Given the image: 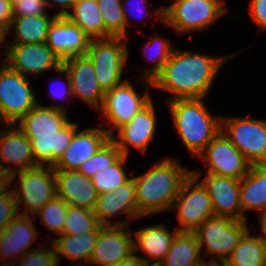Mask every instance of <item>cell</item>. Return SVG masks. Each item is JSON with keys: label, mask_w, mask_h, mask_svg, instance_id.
<instances>
[{"label": "cell", "mask_w": 266, "mask_h": 266, "mask_svg": "<svg viewBox=\"0 0 266 266\" xmlns=\"http://www.w3.org/2000/svg\"><path fill=\"white\" fill-rule=\"evenodd\" d=\"M201 250L193 232H178L158 266H191L202 261Z\"/></svg>", "instance_id": "obj_31"}, {"label": "cell", "mask_w": 266, "mask_h": 266, "mask_svg": "<svg viewBox=\"0 0 266 266\" xmlns=\"http://www.w3.org/2000/svg\"><path fill=\"white\" fill-rule=\"evenodd\" d=\"M202 159L206 173L222 175L234 179L244 177L251 164L235 145L220 131L196 160Z\"/></svg>", "instance_id": "obj_12"}, {"label": "cell", "mask_w": 266, "mask_h": 266, "mask_svg": "<svg viewBox=\"0 0 266 266\" xmlns=\"http://www.w3.org/2000/svg\"><path fill=\"white\" fill-rule=\"evenodd\" d=\"M154 100H151L132 118L130 122L121 126L110 139L117 145L122 155H129V146H133L141 153L145 154L147 147L155 137L157 129L156 110Z\"/></svg>", "instance_id": "obj_17"}, {"label": "cell", "mask_w": 266, "mask_h": 266, "mask_svg": "<svg viewBox=\"0 0 266 266\" xmlns=\"http://www.w3.org/2000/svg\"><path fill=\"white\" fill-rule=\"evenodd\" d=\"M179 231L173 232L166 226L158 224L155 226L137 229L134 232V252L142 250L147 257L140 256L148 266H158L170 249L172 240ZM136 240V241H135ZM152 259V260H151ZM156 260V261H155ZM154 261V262H150Z\"/></svg>", "instance_id": "obj_25"}, {"label": "cell", "mask_w": 266, "mask_h": 266, "mask_svg": "<svg viewBox=\"0 0 266 266\" xmlns=\"http://www.w3.org/2000/svg\"><path fill=\"white\" fill-rule=\"evenodd\" d=\"M49 243L50 248L41 245L23 254L19 258L20 266H59L55 248L52 242Z\"/></svg>", "instance_id": "obj_39"}, {"label": "cell", "mask_w": 266, "mask_h": 266, "mask_svg": "<svg viewBox=\"0 0 266 266\" xmlns=\"http://www.w3.org/2000/svg\"><path fill=\"white\" fill-rule=\"evenodd\" d=\"M3 127L0 129V172L8 178L15 172L39 166L34 159L30 140L17 124H3Z\"/></svg>", "instance_id": "obj_16"}, {"label": "cell", "mask_w": 266, "mask_h": 266, "mask_svg": "<svg viewBox=\"0 0 266 266\" xmlns=\"http://www.w3.org/2000/svg\"><path fill=\"white\" fill-rule=\"evenodd\" d=\"M231 57H213L175 48L162 71L152 80L153 88L173 95L168 101L205 98L219 69Z\"/></svg>", "instance_id": "obj_1"}, {"label": "cell", "mask_w": 266, "mask_h": 266, "mask_svg": "<svg viewBox=\"0 0 266 266\" xmlns=\"http://www.w3.org/2000/svg\"><path fill=\"white\" fill-rule=\"evenodd\" d=\"M58 73H60L61 75H66V81L64 82V83H66L65 85H67V86H65L64 88H62L63 89V91H62V89H60L62 92H57L56 93V91L54 92V90H56V89H53V91H51L50 90V92H51V96H52V98H54V99H58L59 100V98H60V100L61 99H63V100H66L68 97H72V91H71V80H70V77H69V74L67 73V71L63 68V67H60L58 70ZM65 90V91H64ZM58 91V90H57Z\"/></svg>", "instance_id": "obj_45"}, {"label": "cell", "mask_w": 266, "mask_h": 266, "mask_svg": "<svg viewBox=\"0 0 266 266\" xmlns=\"http://www.w3.org/2000/svg\"><path fill=\"white\" fill-rule=\"evenodd\" d=\"M68 205L64 200L55 197L47 202L32 218L40 216L41 223L50 231L62 235L63 225L67 214Z\"/></svg>", "instance_id": "obj_38"}, {"label": "cell", "mask_w": 266, "mask_h": 266, "mask_svg": "<svg viewBox=\"0 0 266 266\" xmlns=\"http://www.w3.org/2000/svg\"><path fill=\"white\" fill-rule=\"evenodd\" d=\"M99 231H90L78 235L55 236L51 241L56 252L58 264L62 257L68 259L73 265L89 264V260L95 247ZM85 262V263H84Z\"/></svg>", "instance_id": "obj_28"}, {"label": "cell", "mask_w": 266, "mask_h": 266, "mask_svg": "<svg viewBox=\"0 0 266 266\" xmlns=\"http://www.w3.org/2000/svg\"><path fill=\"white\" fill-rule=\"evenodd\" d=\"M8 185L0 192V233L19 214L14 194Z\"/></svg>", "instance_id": "obj_40"}, {"label": "cell", "mask_w": 266, "mask_h": 266, "mask_svg": "<svg viewBox=\"0 0 266 266\" xmlns=\"http://www.w3.org/2000/svg\"><path fill=\"white\" fill-rule=\"evenodd\" d=\"M240 205L247 220L245 211L266 212V164L251 165L248 173L240 179Z\"/></svg>", "instance_id": "obj_26"}, {"label": "cell", "mask_w": 266, "mask_h": 266, "mask_svg": "<svg viewBox=\"0 0 266 266\" xmlns=\"http://www.w3.org/2000/svg\"><path fill=\"white\" fill-rule=\"evenodd\" d=\"M16 177L19 179L11 190L18 212L24 205V211L19 213L21 215H34L57 196L55 169L52 166H37L15 172L8 177V185Z\"/></svg>", "instance_id": "obj_5"}, {"label": "cell", "mask_w": 266, "mask_h": 266, "mask_svg": "<svg viewBox=\"0 0 266 266\" xmlns=\"http://www.w3.org/2000/svg\"><path fill=\"white\" fill-rule=\"evenodd\" d=\"M191 266H217L216 264L210 262V261H206V259H203L202 261L193 264Z\"/></svg>", "instance_id": "obj_52"}, {"label": "cell", "mask_w": 266, "mask_h": 266, "mask_svg": "<svg viewBox=\"0 0 266 266\" xmlns=\"http://www.w3.org/2000/svg\"><path fill=\"white\" fill-rule=\"evenodd\" d=\"M33 215L18 214L0 233V260H10L11 257L19 259L38 237L35 229ZM17 255V256H16Z\"/></svg>", "instance_id": "obj_24"}, {"label": "cell", "mask_w": 266, "mask_h": 266, "mask_svg": "<svg viewBox=\"0 0 266 266\" xmlns=\"http://www.w3.org/2000/svg\"><path fill=\"white\" fill-rule=\"evenodd\" d=\"M65 17L76 24L91 39L105 38V27L97 0H77Z\"/></svg>", "instance_id": "obj_32"}, {"label": "cell", "mask_w": 266, "mask_h": 266, "mask_svg": "<svg viewBox=\"0 0 266 266\" xmlns=\"http://www.w3.org/2000/svg\"><path fill=\"white\" fill-rule=\"evenodd\" d=\"M32 81L12 70L7 64L0 68V120L14 124L39 101Z\"/></svg>", "instance_id": "obj_10"}, {"label": "cell", "mask_w": 266, "mask_h": 266, "mask_svg": "<svg viewBox=\"0 0 266 266\" xmlns=\"http://www.w3.org/2000/svg\"><path fill=\"white\" fill-rule=\"evenodd\" d=\"M77 122L68 121L54 137L28 138L31 143L34 159L39 166H54L69 146L78 129Z\"/></svg>", "instance_id": "obj_27"}, {"label": "cell", "mask_w": 266, "mask_h": 266, "mask_svg": "<svg viewBox=\"0 0 266 266\" xmlns=\"http://www.w3.org/2000/svg\"><path fill=\"white\" fill-rule=\"evenodd\" d=\"M190 173L179 160L166 158L153 164L144 174L133 176L140 218L171 211L182 182Z\"/></svg>", "instance_id": "obj_2"}, {"label": "cell", "mask_w": 266, "mask_h": 266, "mask_svg": "<svg viewBox=\"0 0 266 266\" xmlns=\"http://www.w3.org/2000/svg\"><path fill=\"white\" fill-rule=\"evenodd\" d=\"M67 107L64 105L45 106L38 102L15 124L27 138L54 137L67 122Z\"/></svg>", "instance_id": "obj_20"}, {"label": "cell", "mask_w": 266, "mask_h": 266, "mask_svg": "<svg viewBox=\"0 0 266 266\" xmlns=\"http://www.w3.org/2000/svg\"><path fill=\"white\" fill-rule=\"evenodd\" d=\"M102 14L105 38H126V25L122 10V0H97Z\"/></svg>", "instance_id": "obj_36"}, {"label": "cell", "mask_w": 266, "mask_h": 266, "mask_svg": "<svg viewBox=\"0 0 266 266\" xmlns=\"http://www.w3.org/2000/svg\"><path fill=\"white\" fill-rule=\"evenodd\" d=\"M221 132L251 165L266 164V120L252 117H221Z\"/></svg>", "instance_id": "obj_9"}, {"label": "cell", "mask_w": 266, "mask_h": 266, "mask_svg": "<svg viewBox=\"0 0 266 266\" xmlns=\"http://www.w3.org/2000/svg\"><path fill=\"white\" fill-rule=\"evenodd\" d=\"M205 98L167 101L173 125L187 151L196 158L221 131V116L213 117Z\"/></svg>", "instance_id": "obj_3"}, {"label": "cell", "mask_w": 266, "mask_h": 266, "mask_svg": "<svg viewBox=\"0 0 266 266\" xmlns=\"http://www.w3.org/2000/svg\"><path fill=\"white\" fill-rule=\"evenodd\" d=\"M248 230L250 229L247 220L214 215L205 220L193 233L201 252L205 246V256H213L209 261L221 266Z\"/></svg>", "instance_id": "obj_6"}, {"label": "cell", "mask_w": 266, "mask_h": 266, "mask_svg": "<svg viewBox=\"0 0 266 266\" xmlns=\"http://www.w3.org/2000/svg\"><path fill=\"white\" fill-rule=\"evenodd\" d=\"M125 226H101L89 264L115 266L134 252V237Z\"/></svg>", "instance_id": "obj_15"}, {"label": "cell", "mask_w": 266, "mask_h": 266, "mask_svg": "<svg viewBox=\"0 0 266 266\" xmlns=\"http://www.w3.org/2000/svg\"><path fill=\"white\" fill-rule=\"evenodd\" d=\"M221 266H266V239L248 230Z\"/></svg>", "instance_id": "obj_30"}, {"label": "cell", "mask_w": 266, "mask_h": 266, "mask_svg": "<svg viewBox=\"0 0 266 266\" xmlns=\"http://www.w3.org/2000/svg\"><path fill=\"white\" fill-rule=\"evenodd\" d=\"M200 175V170H191L171 207V210L178 212L179 232H194L205 220L215 215L209 193L199 181Z\"/></svg>", "instance_id": "obj_7"}, {"label": "cell", "mask_w": 266, "mask_h": 266, "mask_svg": "<svg viewBox=\"0 0 266 266\" xmlns=\"http://www.w3.org/2000/svg\"><path fill=\"white\" fill-rule=\"evenodd\" d=\"M8 186V178L0 172V192Z\"/></svg>", "instance_id": "obj_50"}, {"label": "cell", "mask_w": 266, "mask_h": 266, "mask_svg": "<svg viewBox=\"0 0 266 266\" xmlns=\"http://www.w3.org/2000/svg\"><path fill=\"white\" fill-rule=\"evenodd\" d=\"M259 226H260V230H261V235L266 239V212L262 215H259Z\"/></svg>", "instance_id": "obj_48"}, {"label": "cell", "mask_w": 266, "mask_h": 266, "mask_svg": "<svg viewBox=\"0 0 266 266\" xmlns=\"http://www.w3.org/2000/svg\"><path fill=\"white\" fill-rule=\"evenodd\" d=\"M137 4V5H135ZM128 5H130V7H128ZM139 5V6H138ZM126 7L129 8V10L126 9ZM138 7V8H137ZM143 8V9H141ZM148 8V5H147V0H122V10H123V15H124V19H125V25H126V38L129 39V37L127 36V28H128V24H129V14H132L134 13L133 11H138L139 12V15L141 13V20H144V19H150L152 18V16L147 12L148 10H144ZM144 10V11H142ZM146 12V13H145ZM142 13L144 16H142ZM145 13V14H144ZM133 15V14H132ZM137 15V14H136ZM143 17V18H142ZM146 17V18H144ZM140 19V18H139ZM138 19V20H139Z\"/></svg>", "instance_id": "obj_42"}, {"label": "cell", "mask_w": 266, "mask_h": 266, "mask_svg": "<svg viewBox=\"0 0 266 266\" xmlns=\"http://www.w3.org/2000/svg\"><path fill=\"white\" fill-rule=\"evenodd\" d=\"M13 18L11 0H0V30L8 34Z\"/></svg>", "instance_id": "obj_44"}, {"label": "cell", "mask_w": 266, "mask_h": 266, "mask_svg": "<svg viewBox=\"0 0 266 266\" xmlns=\"http://www.w3.org/2000/svg\"><path fill=\"white\" fill-rule=\"evenodd\" d=\"M122 156L117 145L109 139L93 156L81 164L78 171L92 178L98 171L115 164Z\"/></svg>", "instance_id": "obj_37"}, {"label": "cell", "mask_w": 266, "mask_h": 266, "mask_svg": "<svg viewBox=\"0 0 266 266\" xmlns=\"http://www.w3.org/2000/svg\"><path fill=\"white\" fill-rule=\"evenodd\" d=\"M6 35H7V33L6 32H4L3 30H0V48H2V47H4V55H5V59H7V42L5 43L4 42V39H6L5 37H6Z\"/></svg>", "instance_id": "obj_49"}, {"label": "cell", "mask_w": 266, "mask_h": 266, "mask_svg": "<svg viewBox=\"0 0 266 266\" xmlns=\"http://www.w3.org/2000/svg\"><path fill=\"white\" fill-rule=\"evenodd\" d=\"M128 158V156L123 155L115 164L103 168L91 178L92 184L99 195L114 191L131 178L127 176L125 170Z\"/></svg>", "instance_id": "obj_34"}, {"label": "cell", "mask_w": 266, "mask_h": 266, "mask_svg": "<svg viewBox=\"0 0 266 266\" xmlns=\"http://www.w3.org/2000/svg\"><path fill=\"white\" fill-rule=\"evenodd\" d=\"M127 41L124 37H110L90 42L85 55L92 62L96 79L104 92L124 82L122 75L129 55Z\"/></svg>", "instance_id": "obj_8"}, {"label": "cell", "mask_w": 266, "mask_h": 266, "mask_svg": "<svg viewBox=\"0 0 266 266\" xmlns=\"http://www.w3.org/2000/svg\"><path fill=\"white\" fill-rule=\"evenodd\" d=\"M91 38L65 16H57L49 27L46 45L64 60L85 55Z\"/></svg>", "instance_id": "obj_19"}, {"label": "cell", "mask_w": 266, "mask_h": 266, "mask_svg": "<svg viewBox=\"0 0 266 266\" xmlns=\"http://www.w3.org/2000/svg\"><path fill=\"white\" fill-rule=\"evenodd\" d=\"M200 182L209 193L215 216L244 220L240 205V179L206 173Z\"/></svg>", "instance_id": "obj_21"}, {"label": "cell", "mask_w": 266, "mask_h": 266, "mask_svg": "<svg viewBox=\"0 0 266 266\" xmlns=\"http://www.w3.org/2000/svg\"><path fill=\"white\" fill-rule=\"evenodd\" d=\"M57 17L56 13L36 16H14L9 31L15 34L13 41L7 44L44 43L47 40L49 27Z\"/></svg>", "instance_id": "obj_29"}, {"label": "cell", "mask_w": 266, "mask_h": 266, "mask_svg": "<svg viewBox=\"0 0 266 266\" xmlns=\"http://www.w3.org/2000/svg\"><path fill=\"white\" fill-rule=\"evenodd\" d=\"M62 67L71 80L72 96H77L98 111L104 100L105 92L100 87L92 62L86 55L62 60Z\"/></svg>", "instance_id": "obj_18"}, {"label": "cell", "mask_w": 266, "mask_h": 266, "mask_svg": "<svg viewBox=\"0 0 266 266\" xmlns=\"http://www.w3.org/2000/svg\"><path fill=\"white\" fill-rule=\"evenodd\" d=\"M57 197L67 205L94 209L99 197L91 178L78 170H55Z\"/></svg>", "instance_id": "obj_23"}, {"label": "cell", "mask_w": 266, "mask_h": 266, "mask_svg": "<svg viewBox=\"0 0 266 266\" xmlns=\"http://www.w3.org/2000/svg\"><path fill=\"white\" fill-rule=\"evenodd\" d=\"M77 129L69 146L54 164L55 170H78L83 162L93 156L109 139L105 128L89 127Z\"/></svg>", "instance_id": "obj_22"}, {"label": "cell", "mask_w": 266, "mask_h": 266, "mask_svg": "<svg viewBox=\"0 0 266 266\" xmlns=\"http://www.w3.org/2000/svg\"><path fill=\"white\" fill-rule=\"evenodd\" d=\"M149 92L147 88L144 96H141L128 79L105 92L103 104L99 110L102 111H100L101 119L108 120L106 122L111 126V128L105 127L110 136L115 133V130L130 122L137 112L152 100Z\"/></svg>", "instance_id": "obj_11"}, {"label": "cell", "mask_w": 266, "mask_h": 266, "mask_svg": "<svg viewBox=\"0 0 266 266\" xmlns=\"http://www.w3.org/2000/svg\"><path fill=\"white\" fill-rule=\"evenodd\" d=\"M69 266H92V265H90V264H78V265H75V264H73V265H69Z\"/></svg>", "instance_id": "obj_53"}, {"label": "cell", "mask_w": 266, "mask_h": 266, "mask_svg": "<svg viewBox=\"0 0 266 266\" xmlns=\"http://www.w3.org/2000/svg\"><path fill=\"white\" fill-rule=\"evenodd\" d=\"M44 1L48 8L49 6L51 7L52 5H55V4L61 6V10L58 13H56V15L66 16L69 12H71L77 0H44Z\"/></svg>", "instance_id": "obj_46"}, {"label": "cell", "mask_w": 266, "mask_h": 266, "mask_svg": "<svg viewBox=\"0 0 266 266\" xmlns=\"http://www.w3.org/2000/svg\"><path fill=\"white\" fill-rule=\"evenodd\" d=\"M227 11L223 0H175L158 8L155 16L179 35L206 30Z\"/></svg>", "instance_id": "obj_4"}, {"label": "cell", "mask_w": 266, "mask_h": 266, "mask_svg": "<svg viewBox=\"0 0 266 266\" xmlns=\"http://www.w3.org/2000/svg\"><path fill=\"white\" fill-rule=\"evenodd\" d=\"M101 225L92 210L68 205L62 234L78 235L90 231H100Z\"/></svg>", "instance_id": "obj_35"}, {"label": "cell", "mask_w": 266, "mask_h": 266, "mask_svg": "<svg viewBox=\"0 0 266 266\" xmlns=\"http://www.w3.org/2000/svg\"><path fill=\"white\" fill-rule=\"evenodd\" d=\"M93 212L101 226H125L129 225L130 219L140 218L133 178L131 177L114 191L99 195ZM121 214H126L129 218L114 222L112 218H115L116 215L120 217Z\"/></svg>", "instance_id": "obj_14"}, {"label": "cell", "mask_w": 266, "mask_h": 266, "mask_svg": "<svg viewBox=\"0 0 266 266\" xmlns=\"http://www.w3.org/2000/svg\"><path fill=\"white\" fill-rule=\"evenodd\" d=\"M13 16H36L47 14L44 0H11Z\"/></svg>", "instance_id": "obj_41"}, {"label": "cell", "mask_w": 266, "mask_h": 266, "mask_svg": "<svg viewBox=\"0 0 266 266\" xmlns=\"http://www.w3.org/2000/svg\"><path fill=\"white\" fill-rule=\"evenodd\" d=\"M148 42L142 49L146 55L148 61H152L154 65L145 69L146 71L139 76L138 80H141L142 84L147 85L149 88H153L152 80L162 71L164 64L168 61L170 55L173 53L175 47L171 42L165 38L157 37ZM141 78V79H140Z\"/></svg>", "instance_id": "obj_33"}, {"label": "cell", "mask_w": 266, "mask_h": 266, "mask_svg": "<svg viewBox=\"0 0 266 266\" xmlns=\"http://www.w3.org/2000/svg\"><path fill=\"white\" fill-rule=\"evenodd\" d=\"M249 14L257 23L259 32L266 30V0H251Z\"/></svg>", "instance_id": "obj_43"}, {"label": "cell", "mask_w": 266, "mask_h": 266, "mask_svg": "<svg viewBox=\"0 0 266 266\" xmlns=\"http://www.w3.org/2000/svg\"><path fill=\"white\" fill-rule=\"evenodd\" d=\"M115 266H148L145 261L140 257V255H137L136 253H133L130 257L127 259L121 261Z\"/></svg>", "instance_id": "obj_47"}, {"label": "cell", "mask_w": 266, "mask_h": 266, "mask_svg": "<svg viewBox=\"0 0 266 266\" xmlns=\"http://www.w3.org/2000/svg\"><path fill=\"white\" fill-rule=\"evenodd\" d=\"M0 266H20L19 259L15 258V260H6L5 262L1 263Z\"/></svg>", "instance_id": "obj_51"}, {"label": "cell", "mask_w": 266, "mask_h": 266, "mask_svg": "<svg viewBox=\"0 0 266 266\" xmlns=\"http://www.w3.org/2000/svg\"><path fill=\"white\" fill-rule=\"evenodd\" d=\"M7 65L25 77L62 67V60L44 43L7 44Z\"/></svg>", "instance_id": "obj_13"}]
</instances>
